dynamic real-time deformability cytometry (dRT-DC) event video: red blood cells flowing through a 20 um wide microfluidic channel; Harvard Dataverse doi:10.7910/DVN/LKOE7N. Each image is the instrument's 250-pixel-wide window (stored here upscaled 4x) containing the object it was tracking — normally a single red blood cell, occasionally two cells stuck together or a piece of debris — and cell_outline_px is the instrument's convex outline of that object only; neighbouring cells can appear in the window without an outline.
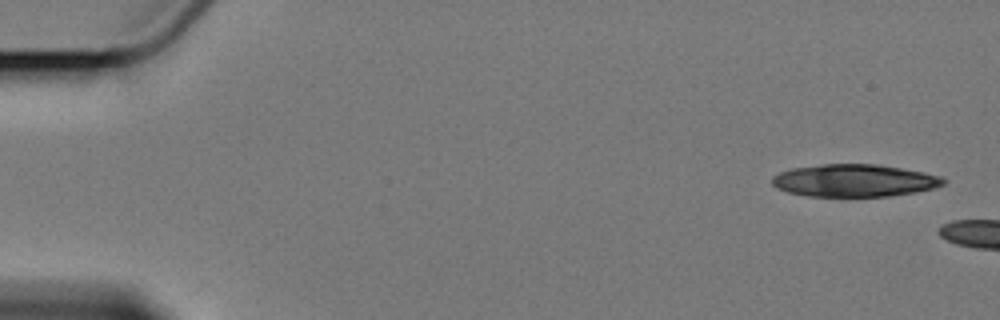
{"species": "Egyptian fruit bat (a non-hibernating species)", "species_latin": "Rousettus aegyptiacus", "temperature_condition": "cold", "stored_images_in_passage": 3, "camera_frame_rate_fps": 3000, "um_per_image_px": 0.085, "animal": {"sex": "female"}, "frame": {"image": 1, "passage_image": 1, "time_ms": 0.0, "image_size_px": [1000, 320], "cell_outline_px": [[948, 180], [944, 184], [932, 188], [916, 192], [892, 196], [808, 196], [788, 192], [776, 188], [772, 184], [772, 176], [780, 172], [792, 168], [824, 164], [876, 164], [924, 172], [940, 176]], "centroid_in_image_um": [72.62, 15.34], "position_along_channel_um": 12.4, "area_um2": 32.37}}